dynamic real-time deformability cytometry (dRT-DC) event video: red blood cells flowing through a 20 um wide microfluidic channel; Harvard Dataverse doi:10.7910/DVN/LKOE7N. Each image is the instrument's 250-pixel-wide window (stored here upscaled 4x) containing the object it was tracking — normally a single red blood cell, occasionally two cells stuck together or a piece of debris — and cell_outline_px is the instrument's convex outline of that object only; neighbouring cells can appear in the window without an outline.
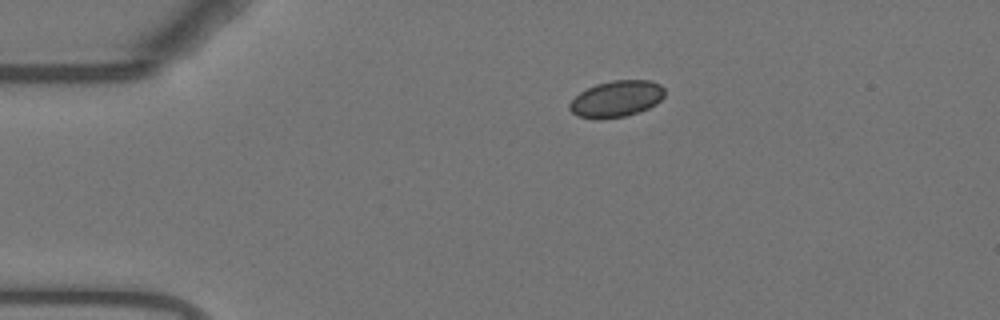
{"species": "Egyptian fruit bat (a non-hibernating species)", "species_latin": "Rousettus aegyptiacus", "temperature_condition": "warm", "stored_images_in_passage": 45, "camera_frame_rate_fps": 3000, "um_per_image_px": 0.085, "animal": {"sex": "female"}, "frame": {"image": 1, "passage_image": 1, "time_ms": 0.0, "image_size_px": [1000, 320], "cell_outline_px": [[664, 96], [656, 104], [648, 108], [624, 116], [596, 120], [576, 116], [568, 108], [568, 104], [580, 92], [596, 84], [612, 80], [648, 80], [660, 84], [664, 88]], "centroid_in_image_um": [52.37, 8.41], "position_along_channel_um": 32.6, "area_um2": 20.17}}
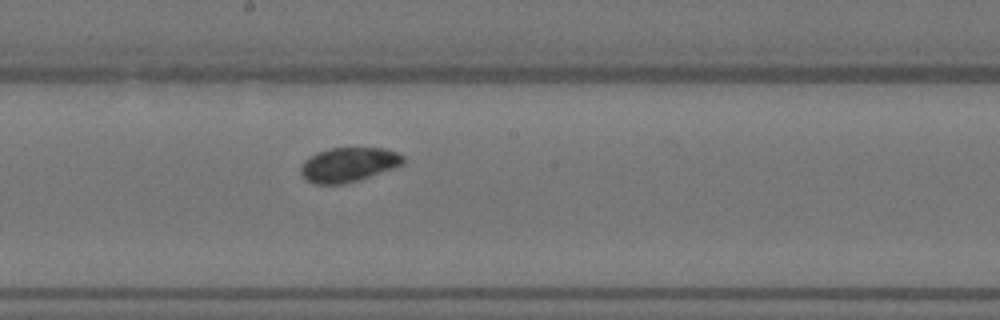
{"frame": {"image": 2, "passage_image": 20, "time_ms": 6.333, "image_size_px": [1000, 320], "cell_outline_px": [[404, 164], [396, 168], [344, 184], [316, 184], [308, 180], [300, 172], [300, 168], [304, 160], [316, 152], [332, 148], [388, 148], [404, 156]], "centroid_in_image_um": [29.65, 13.98], "position_along_channel_um": 218.5, "area_um2": 20.58}}
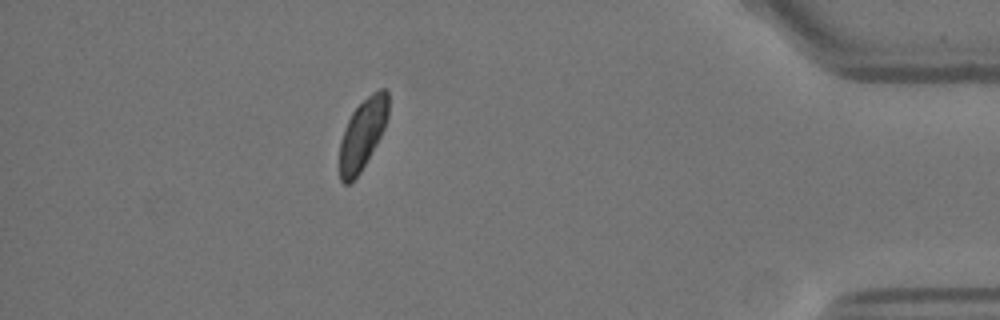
{"frame": {"image": 3, "passage_image": 39, "time_ms": 12.667, "image_size_px": [1000, 320], "cell_outline_px": [[388, 116], [384, 128], [376, 144], [360, 172], [348, 184], [344, 184], [340, 180], [340, 140], [344, 128], [352, 112], [372, 92], [380, 88], [384, 88], [388, 92]], "centroid_in_image_um": [30.81, 11.38], "position_along_channel_um": 404.4, "area_um2": 19.77}}